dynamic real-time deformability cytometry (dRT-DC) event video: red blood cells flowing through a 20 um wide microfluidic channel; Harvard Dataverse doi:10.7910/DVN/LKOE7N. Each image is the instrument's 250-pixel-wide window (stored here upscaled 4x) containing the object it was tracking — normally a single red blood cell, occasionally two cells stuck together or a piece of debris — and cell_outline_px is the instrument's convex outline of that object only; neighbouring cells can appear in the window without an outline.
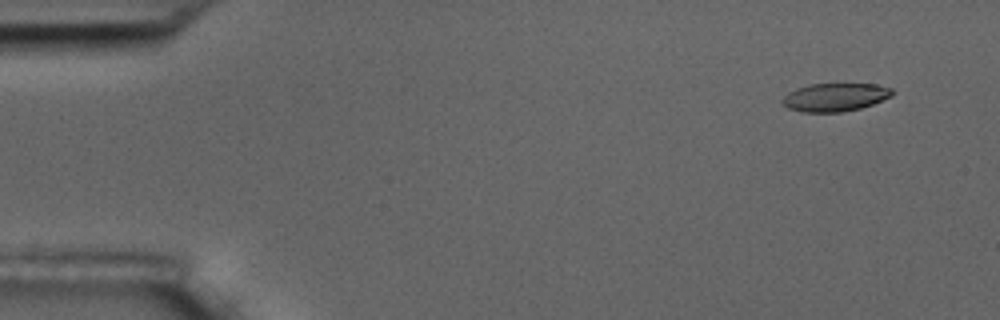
{"species": "common noctule bat (a hibernating species)", "species_latin": "Nyctalus noctula", "temperature_condition": "room temperature", "stored_images_in_passage": 10, "camera_frame_rate_fps": 3000, "um_per_image_px": 0.085, "animal": {"sex": "male", "body_mass_g": 17.5, "forearm_length_mm": 52.3}, "frame": {"image": 1, "passage_image": 1, "time_ms": 0.0, "image_size_px": [1000, 320], "cell_outline_px": [[892, 96], [872, 104], [860, 108], [840, 112], [804, 112], [788, 108], [780, 100], [788, 92], [796, 88], [808, 84], [876, 84], [892, 88]], "centroid_in_image_um": [70.96, 8.25], "position_along_channel_um": 14.0, "area_um2": 17.98}}
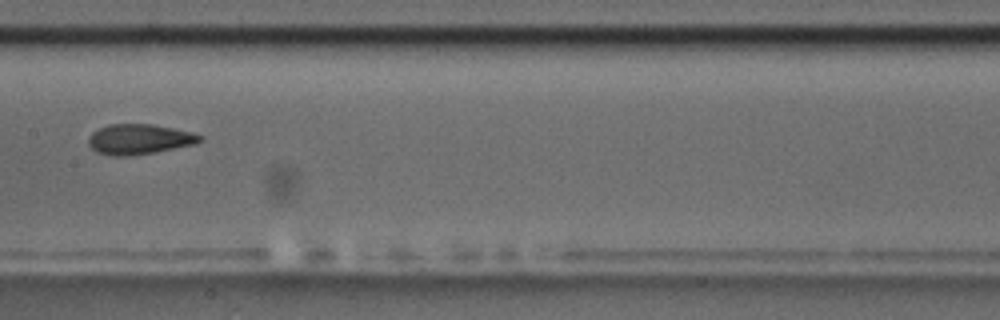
{"frame": {"image": 2, "passage_image": 8, "time_ms": 8.333, "image_size_px": [1000, 320], "cell_outline_px": [[204, 140], [196, 144], [152, 152], [128, 156], [112, 156], [96, 152], [88, 144], [88, 136], [92, 132], [108, 124], [152, 124], [192, 132], [204, 136]], "centroid_in_image_um": [11.84, 11.83], "position_along_channel_um": 195.6, "area_um2": 19.65}}
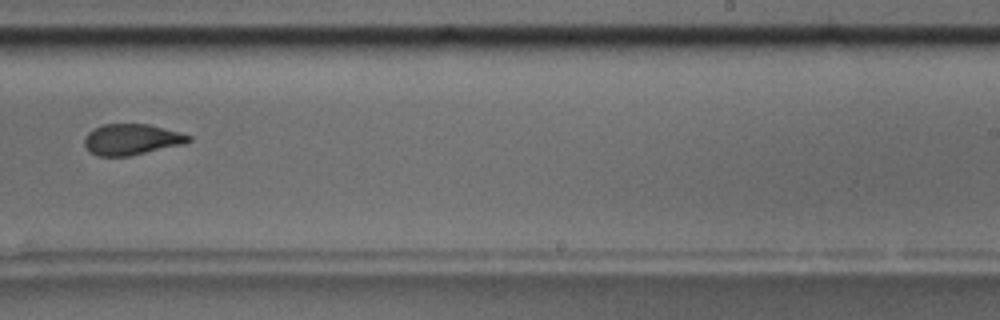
{"frame": {"image": 3, "passage_image": 10, "time_ms": 10.667, "image_size_px": [1000, 320], "cell_outline_px": [[192, 140], [180, 144], [128, 156], [96, 156], [88, 152], [84, 148], [84, 136], [88, 132], [104, 124], [148, 124], [180, 132], [192, 136]], "centroid_in_image_um": [11.12, 11.85], "position_along_channel_um": 277.9, "area_um2": 18.67}}